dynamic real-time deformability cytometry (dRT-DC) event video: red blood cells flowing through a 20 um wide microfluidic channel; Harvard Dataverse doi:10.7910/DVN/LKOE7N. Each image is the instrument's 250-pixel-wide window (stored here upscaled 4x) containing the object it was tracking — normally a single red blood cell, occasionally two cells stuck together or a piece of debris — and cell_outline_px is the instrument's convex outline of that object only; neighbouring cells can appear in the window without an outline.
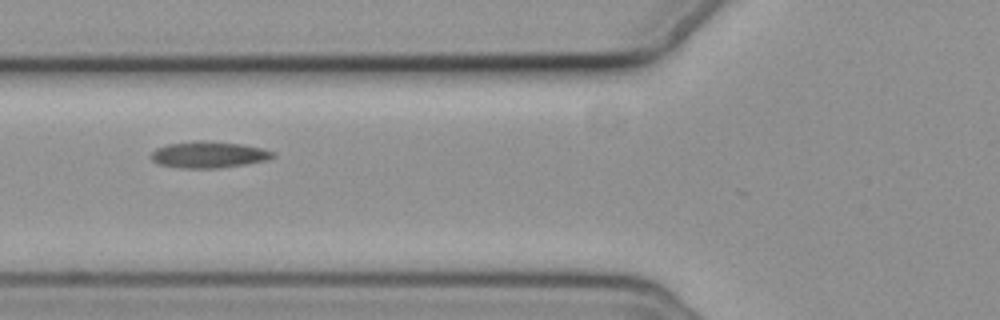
{"species": "common noctule bat (a hibernating species)", "species_latin": "Nyctalus noctula", "temperature_condition": "cold", "stored_images_in_passage": 7, "camera_frame_rate_fps": 3000, "um_per_image_px": 0.085, "animal": {"sex": "female", "body_mass_g": 19.3, "forearm_length_mm": 54.1}, "frame": {"image": 1, "passage_image": 5, "time_ms": 6.333, "image_size_px": [1000, 320], "cell_outline_px": [[276, 156], [268, 160], [220, 168], [180, 168], [156, 164], [152, 160], [152, 152], [156, 148], [168, 144], [196, 140], [204, 140], [240, 144], [264, 148], [276, 152]], "centroid_in_image_um": [17.76, 13.14], "position_along_channel_um": 108.0, "area_um2": 18.96}}
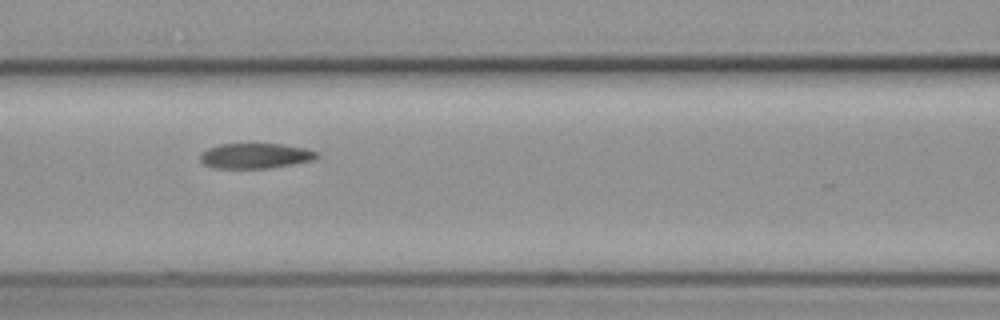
{"frame": {"image": 2, "passage_image": 6, "time_ms": 7.333, "image_size_px": [1000, 320], "cell_outline_px": [[320, 156], [316, 160], [268, 168], [212, 168], [204, 164], [200, 160], [200, 152], [208, 148], [220, 144], [280, 144], [304, 148], [320, 152]], "centroid_in_image_um": [21.72, 13.25], "position_along_channel_um": 144.9, "area_um2": 17.28}}
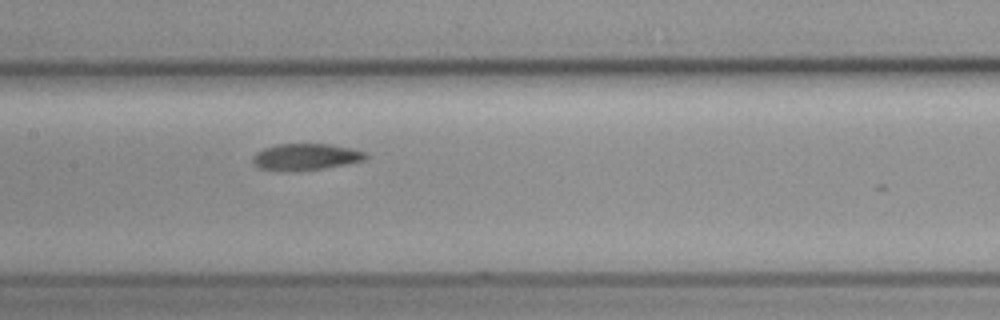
{"frame": {"image": 3, "passage_image": 7, "time_ms": 8.333, "image_size_px": [1000, 320], "cell_outline_px": [[368, 156], [364, 160], [344, 164], [320, 168], [260, 168], [252, 164], [252, 156], [256, 152], [264, 148], [276, 144], [328, 144], [352, 148], [364, 152]], "centroid_in_image_um": [25.99, 13.27], "position_along_channel_um": 181.4, "area_um2": 16.53}}